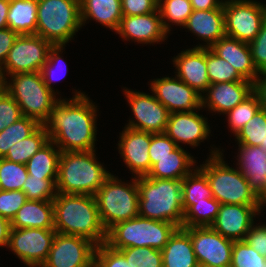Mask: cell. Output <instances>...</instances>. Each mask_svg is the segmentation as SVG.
<instances>
[{
  "label": "cell",
  "instance_id": "cell-21",
  "mask_svg": "<svg viewBox=\"0 0 266 267\" xmlns=\"http://www.w3.org/2000/svg\"><path fill=\"white\" fill-rule=\"evenodd\" d=\"M254 92L251 81L221 82L210 84L202 97V108L217 114H226Z\"/></svg>",
  "mask_w": 266,
  "mask_h": 267
},
{
  "label": "cell",
  "instance_id": "cell-23",
  "mask_svg": "<svg viewBox=\"0 0 266 267\" xmlns=\"http://www.w3.org/2000/svg\"><path fill=\"white\" fill-rule=\"evenodd\" d=\"M210 49L217 56L228 61L244 79L253 83L258 79L260 73L253 63L248 43L225 35Z\"/></svg>",
  "mask_w": 266,
  "mask_h": 267
},
{
  "label": "cell",
  "instance_id": "cell-6",
  "mask_svg": "<svg viewBox=\"0 0 266 267\" xmlns=\"http://www.w3.org/2000/svg\"><path fill=\"white\" fill-rule=\"evenodd\" d=\"M81 28L80 0H37L38 36L66 46Z\"/></svg>",
  "mask_w": 266,
  "mask_h": 267
},
{
  "label": "cell",
  "instance_id": "cell-15",
  "mask_svg": "<svg viewBox=\"0 0 266 267\" xmlns=\"http://www.w3.org/2000/svg\"><path fill=\"white\" fill-rule=\"evenodd\" d=\"M190 235L197 263L200 266H231L234 241L211 227L184 228Z\"/></svg>",
  "mask_w": 266,
  "mask_h": 267
},
{
  "label": "cell",
  "instance_id": "cell-3",
  "mask_svg": "<svg viewBox=\"0 0 266 267\" xmlns=\"http://www.w3.org/2000/svg\"><path fill=\"white\" fill-rule=\"evenodd\" d=\"M95 150L61 152L56 181L57 193L95 195L112 174L97 161Z\"/></svg>",
  "mask_w": 266,
  "mask_h": 267
},
{
  "label": "cell",
  "instance_id": "cell-31",
  "mask_svg": "<svg viewBox=\"0 0 266 267\" xmlns=\"http://www.w3.org/2000/svg\"><path fill=\"white\" fill-rule=\"evenodd\" d=\"M61 150L49 141L26 163L28 175L34 177H58V163Z\"/></svg>",
  "mask_w": 266,
  "mask_h": 267
},
{
  "label": "cell",
  "instance_id": "cell-47",
  "mask_svg": "<svg viewBox=\"0 0 266 267\" xmlns=\"http://www.w3.org/2000/svg\"><path fill=\"white\" fill-rule=\"evenodd\" d=\"M22 117L20 106L13 97L4 90L0 94V132Z\"/></svg>",
  "mask_w": 266,
  "mask_h": 267
},
{
  "label": "cell",
  "instance_id": "cell-45",
  "mask_svg": "<svg viewBox=\"0 0 266 267\" xmlns=\"http://www.w3.org/2000/svg\"><path fill=\"white\" fill-rule=\"evenodd\" d=\"M94 261L97 267H137L134 262H127L118 250L105 243L96 246Z\"/></svg>",
  "mask_w": 266,
  "mask_h": 267
},
{
  "label": "cell",
  "instance_id": "cell-26",
  "mask_svg": "<svg viewBox=\"0 0 266 267\" xmlns=\"http://www.w3.org/2000/svg\"><path fill=\"white\" fill-rule=\"evenodd\" d=\"M196 160L182 146L168 156L155 159V164L147 174L149 178L183 180L196 166ZM192 168V169H191Z\"/></svg>",
  "mask_w": 266,
  "mask_h": 267
},
{
  "label": "cell",
  "instance_id": "cell-38",
  "mask_svg": "<svg viewBox=\"0 0 266 267\" xmlns=\"http://www.w3.org/2000/svg\"><path fill=\"white\" fill-rule=\"evenodd\" d=\"M206 65L211 84L249 81L244 79L228 61L217 56L210 48H206Z\"/></svg>",
  "mask_w": 266,
  "mask_h": 267
},
{
  "label": "cell",
  "instance_id": "cell-5",
  "mask_svg": "<svg viewBox=\"0 0 266 267\" xmlns=\"http://www.w3.org/2000/svg\"><path fill=\"white\" fill-rule=\"evenodd\" d=\"M212 149L205 163L197 167L207 176L213 198L220 204L259 205L257 193L237 166H228L222 151Z\"/></svg>",
  "mask_w": 266,
  "mask_h": 267
},
{
  "label": "cell",
  "instance_id": "cell-14",
  "mask_svg": "<svg viewBox=\"0 0 266 267\" xmlns=\"http://www.w3.org/2000/svg\"><path fill=\"white\" fill-rule=\"evenodd\" d=\"M96 244L91 240L56 232L48 258L41 267H86L94 261Z\"/></svg>",
  "mask_w": 266,
  "mask_h": 267
},
{
  "label": "cell",
  "instance_id": "cell-9",
  "mask_svg": "<svg viewBox=\"0 0 266 267\" xmlns=\"http://www.w3.org/2000/svg\"><path fill=\"white\" fill-rule=\"evenodd\" d=\"M5 90L20 106L22 116L37 120L43 125L58 102L57 94L49 90L40 72L19 73L8 76Z\"/></svg>",
  "mask_w": 266,
  "mask_h": 267
},
{
  "label": "cell",
  "instance_id": "cell-11",
  "mask_svg": "<svg viewBox=\"0 0 266 267\" xmlns=\"http://www.w3.org/2000/svg\"><path fill=\"white\" fill-rule=\"evenodd\" d=\"M52 47L50 41L37 34L19 35L1 69L5 80L13 74L40 72Z\"/></svg>",
  "mask_w": 266,
  "mask_h": 267
},
{
  "label": "cell",
  "instance_id": "cell-39",
  "mask_svg": "<svg viewBox=\"0 0 266 267\" xmlns=\"http://www.w3.org/2000/svg\"><path fill=\"white\" fill-rule=\"evenodd\" d=\"M57 177H34L28 175L22 191L26 194L27 200L50 201L56 197Z\"/></svg>",
  "mask_w": 266,
  "mask_h": 267
},
{
  "label": "cell",
  "instance_id": "cell-52",
  "mask_svg": "<svg viewBox=\"0 0 266 267\" xmlns=\"http://www.w3.org/2000/svg\"><path fill=\"white\" fill-rule=\"evenodd\" d=\"M18 36L19 34L10 28L0 30V70L4 65L7 54Z\"/></svg>",
  "mask_w": 266,
  "mask_h": 267
},
{
  "label": "cell",
  "instance_id": "cell-34",
  "mask_svg": "<svg viewBox=\"0 0 266 267\" xmlns=\"http://www.w3.org/2000/svg\"><path fill=\"white\" fill-rule=\"evenodd\" d=\"M220 203L215 198H206L195 202L185 213L182 228L210 227L216 219Z\"/></svg>",
  "mask_w": 266,
  "mask_h": 267
},
{
  "label": "cell",
  "instance_id": "cell-48",
  "mask_svg": "<svg viewBox=\"0 0 266 267\" xmlns=\"http://www.w3.org/2000/svg\"><path fill=\"white\" fill-rule=\"evenodd\" d=\"M177 144L165 133H151V144L149 147V158L151 167L155 164V159L168 156L177 148Z\"/></svg>",
  "mask_w": 266,
  "mask_h": 267
},
{
  "label": "cell",
  "instance_id": "cell-27",
  "mask_svg": "<svg viewBox=\"0 0 266 267\" xmlns=\"http://www.w3.org/2000/svg\"><path fill=\"white\" fill-rule=\"evenodd\" d=\"M11 228L54 229L53 200H27L10 221Z\"/></svg>",
  "mask_w": 266,
  "mask_h": 267
},
{
  "label": "cell",
  "instance_id": "cell-35",
  "mask_svg": "<svg viewBox=\"0 0 266 267\" xmlns=\"http://www.w3.org/2000/svg\"><path fill=\"white\" fill-rule=\"evenodd\" d=\"M41 124L30 117L22 116L0 132V158H4L10 147L32 135Z\"/></svg>",
  "mask_w": 266,
  "mask_h": 267
},
{
  "label": "cell",
  "instance_id": "cell-24",
  "mask_svg": "<svg viewBox=\"0 0 266 267\" xmlns=\"http://www.w3.org/2000/svg\"><path fill=\"white\" fill-rule=\"evenodd\" d=\"M183 28L188 29L198 39L203 40L207 44H199L195 47L210 48L220 38L225 36L223 5L220 8L211 10H193Z\"/></svg>",
  "mask_w": 266,
  "mask_h": 267
},
{
  "label": "cell",
  "instance_id": "cell-43",
  "mask_svg": "<svg viewBox=\"0 0 266 267\" xmlns=\"http://www.w3.org/2000/svg\"><path fill=\"white\" fill-rule=\"evenodd\" d=\"M231 267H266V257L257 253L245 240L234 241Z\"/></svg>",
  "mask_w": 266,
  "mask_h": 267
},
{
  "label": "cell",
  "instance_id": "cell-57",
  "mask_svg": "<svg viewBox=\"0 0 266 267\" xmlns=\"http://www.w3.org/2000/svg\"><path fill=\"white\" fill-rule=\"evenodd\" d=\"M260 211L266 206V182L261 191L257 194Z\"/></svg>",
  "mask_w": 266,
  "mask_h": 267
},
{
  "label": "cell",
  "instance_id": "cell-19",
  "mask_svg": "<svg viewBox=\"0 0 266 267\" xmlns=\"http://www.w3.org/2000/svg\"><path fill=\"white\" fill-rule=\"evenodd\" d=\"M197 111L170 113L165 134L170 137L177 146L180 143L191 147H198L201 142L210 137V126L207 118ZM199 144V145H198Z\"/></svg>",
  "mask_w": 266,
  "mask_h": 267
},
{
  "label": "cell",
  "instance_id": "cell-12",
  "mask_svg": "<svg viewBox=\"0 0 266 267\" xmlns=\"http://www.w3.org/2000/svg\"><path fill=\"white\" fill-rule=\"evenodd\" d=\"M55 229L11 228L7 248L27 267H41L48 258Z\"/></svg>",
  "mask_w": 266,
  "mask_h": 267
},
{
  "label": "cell",
  "instance_id": "cell-20",
  "mask_svg": "<svg viewBox=\"0 0 266 267\" xmlns=\"http://www.w3.org/2000/svg\"><path fill=\"white\" fill-rule=\"evenodd\" d=\"M115 33L126 41L131 40L140 44H160L168 38L159 10L142 15H123Z\"/></svg>",
  "mask_w": 266,
  "mask_h": 267
},
{
  "label": "cell",
  "instance_id": "cell-50",
  "mask_svg": "<svg viewBox=\"0 0 266 267\" xmlns=\"http://www.w3.org/2000/svg\"><path fill=\"white\" fill-rule=\"evenodd\" d=\"M121 7L126 16L149 14L158 10V0H121Z\"/></svg>",
  "mask_w": 266,
  "mask_h": 267
},
{
  "label": "cell",
  "instance_id": "cell-10",
  "mask_svg": "<svg viewBox=\"0 0 266 267\" xmlns=\"http://www.w3.org/2000/svg\"><path fill=\"white\" fill-rule=\"evenodd\" d=\"M225 35L250 43L266 20V4L254 0H224Z\"/></svg>",
  "mask_w": 266,
  "mask_h": 267
},
{
  "label": "cell",
  "instance_id": "cell-16",
  "mask_svg": "<svg viewBox=\"0 0 266 267\" xmlns=\"http://www.w3.org/2000/svg\"><path fill=\"white\" fill-rule=\"evenodd\" d=\"M150 89L170 113L202 110L201 95L177 76L154 79Z\"/></svg>",
  "mask_w": 266,
  "mask_h": 267
},
{
  "label": "cell",
  "instance_id": "cell-28",
  "mask_svg": "<svg viewBox=\"0 0 266 267\" xmlns=\"http://www.w3.org/2000/svg\"><path fill=\"white\" fill-rule=\"evenodd\" d=\"M163 267H199L189 233L178 227L161 250Z\"/></svg>",
  "mask_w": 266,
  "mask_h": 267
},
{
  "label": "cell",
  "instance_id": "cell-17",
  "mask_svg": "<svg viewBox=\"0 0 266 267\" xmlns=\"http://www.w3.org/2000/svg\"><path fill=\"white\" fill-rule=\"evenodd\" d=\"M261 213L259 205L221 204L218 215L210 226L223 237L233 241L245 240Z\"/></svg>",
  "mask_w": 266,
  "mask_h": 267
},
{
  "label": "cell",
  "instance_id": "cell-55",
  "mask_svg": "<svg viewBox=\"0 0 266 267\" xmlns=\"http://www.w3.org/2000/svg\"><path fill=\"white\" fill-rule=\"evenodd\" d=\"M11 223L7 218L0 216V247H7L9 243Z\"/></svg>",
  "mask_w": 266,
  "mask_h": 267
},
{
  "label": "cell",
  "instance_id": "cell-60",
  "mask_svg": "<svg viewBox=\"0 0 266 267\" xmlns=\"http://www.w3.org/2000/svg\"><path fill=\"white\" fill-rule=\"evenodd\" d=\"M200 267H231V266H200Z\"/></svg>",
  "mask_w": 266,
  "mask_h": 267
},
{
  "label": "cell",
  "instance_id": "cell-56",
  "mask_svg": "<svg viewBox=\"0 0 266 267\" xmlns=\"http://www.w3.org/2000/svg\"><path fill=\"white\" fill-rule=\"evenodd\" d=\"M10 0H0V30L8 28L7 15Z\"/></svg>",
  "mask_w": 266,
  "mask_h": 267
},
{
  "label": "cell",
  "instance_id": "cell-44",
  "mask_svg": "<svg viewBox=\"0 0 266 267\" xmlns=\"http://www.w3.org/2000/svg\"><path fill=\"white\" fill-rule=\"evenodd\" d=\"M64 47H65V45H53V47L49 50L47 62L43 65V68L40 71L42 78H43V82L46 84L48 89L53 91L55 94L56 93L59 94V92H57V91L55 92L54 88H52V81H54V80L58 81L61 78H63L62 76H61V78H59V75H57V72H59L58 71L59 69H64V65H63V68H60L61 63L64 62V60L61 56V54L63 53L62 50H64ZM57 64H60V65L58 66ZM66 66L67 65H65V70H64V72L65 71L66 72L65 73L63 72L64 73V75L62 74L63 76H65L67 74ZM55 67L57 68V70ZM60 71H63V70H60ZM55 76H57V78Z\"/></svg>",
  "mask_w": 266,
  "mask_h": 267
},
{
  "label": "cell",
  "instance_id": "cell-41",
  "mask_svg": "<svg viewBox=\"0 0 266 267\" xmlns=\"http://www.w3.org/2000/svg\"><path fill=\"white\" fill-rule=\"evenodd\" d=\"M28 171L24 164L0 158V187L3 191L22 190Z\"/></svg>",
  "mask_w": 266,
  "mask_h": 267
},
{
  "label": "cell",
  "instance_id": "cell-37",
  "mask_svg": "<svg viewBox=\"0 0 266 267\" xmlns=\"http://www.w3.org/2000/svg\"><path fill=\"white\" fill-rule=\"evenodd\" d=\"M235 138L238 145L260 146L266 151V111L260 108Z\"/></svg>",
  "mask_w": 266,
  "mask_h": 267
},
{
  "label": "cell",
  "instance_id": "cell-29",
  "mask_svg": "<svg viewBox=\"0 0 266 267\" xmlns=\"http://www.w3.org/2000/svg\"><path fill=\"white\" fill-rule=\"evenodd\" d=\"M81 23L96 21L112 31H117L123 17L121 0H80Z\"/></svg>",
  "mask_w": 266,
  "mask_h": 267
},
{
  "label": "cell",
  "instance_id": "cell-59",
  "mask_svg": "<svg viewBox=\"0 0 266 267\" xmlns=\"http://www.w3.org/2000/svg\"><path fill=\"white\" fill-rule=\"evenodd\" d=\"M86 267H97L95 261H93L89 266Z\"/></svg>",
  "mask_w": 266,
  "mask_h": 267
},
{
  "label": "cell",
  "instance_id": "cell-18",
  "mask_svg": "<svg viewBox=\"0 0 266 267\" xmlns=\"http://www.w3.org/2000/svg\"><path fill=\"white\" fill-rule=\"evenodd\" d=\"M120 134L118 152L134 177L147 176L151 170L149 147L151 133L124 127Z\"/></svg>",
  "mask_w": 266,
  "mask_h": 267
},
{
  "label": "cell",
  "instance_id": "cell-53",
  "mask_svg": "<svg viewBox=\"0 0 266 267\" xmlns=\"http://www.w3.org/2000/svg\"><path fill=\"white\" fill-rule=\"evenodd\" d=\"M254 93L258 96L261 109L266 111V71L261 72L254 82Z\"/></svg>",
  "mask_w": 266,
  "mask_h": 267
},
{
  "label": "cell",
  "instance_id": "cell-4",
  "mask_svg": "<svg viewBox=\"0 0 266 267\" xmlns=\"http://www.w3.org/2000/svg\"><path fill=\"white\" fill-rule=\"evenodd\" d=\"M139 216L182 227V180L137 177Z\"/></svg>",
  "mask_w": 266,
  "mask_h": 267
},
{
  "label": "cell",
  "instance_id": "cell-54",
  "mask_svg": "<svg viewBox=\"0 0 266 267\" xmlns=\"http://www.w3.org/2000/svg\"><path fill=\"white\" fill-rule=\"evenodd\" d=\"M224 0H190L193 10H211L220 8Z\"/></svg>",
  "mask_w": 266,
  "mask_h": 267
},
{
  "label": "cell",
  "instance_id": "cell-51",
  "mask_svg": "<svg viewBox=\"0 0 266 267\" xmlns=\"http://www.w3.org/2000/svg\"><path fill=\"white\" fill-rule=\"evenodd\" d=\"M245 241L254 248L257 253L266 257V223L262 225L253 224L245 237Z\"/></svg>",
  "mask_w": 266,
  "mask_h": 267
},
{
  "label": "cell",
  "instance_id": "cell-8",
  "mask_svg": "<svg viewBox=\"0 0 266 267\" xmlns=\"http://www.w3.org/2000/svg\"><path fill=\"white\" fill-rule=\"evenodd\" d=\"M111 174L95 193L97 208L102 225L108 231L117 223L127 221L139 215V191L137 178L130 182Z\"/></svg>",
  "mask_w": 266,
  "mask_h": 267
},
{
  "label": "cell",
  "instance_id": "cell-46",
  "mask_svg": "<svg viewBox=\"0 0 266 267\" xmlns=\"http://www.w3.org/2000/svg\"><path fill=\"white\" fill-rule=\"evenodd\" d=\"M26 201V194L22 190H2L0 192V216L11 221Z\"/></svg>",
  "mask_w": 266,
  "mask_h": 267
},
{
  "label": "cell",
  "instance_id": "cell-40",
  "mask_svg": "<svg viewBox=\"0 0 266 267\" xmlns=\"http://www.w3.org/2000/svg\"><path fill=\"white\" fill-rule=\"evenodd\" d=\"M258 96L253 92L244 101L236 105L225 115L228 116V126L234 136L243 128V126L260 109Z\"/></svg>",
  "mask_w": 266,
  "mask_h": 267
},
{
  "label": "cell",
  "instance_id": "cell-13",
  "mask_svg": "<svg viewBox=\"0 0 266 267\" xmlns=\"http://www.w3.org/2000/svg\"><path fill=\"white\" fill-rule=\"evenodd\" d=\"M123 92L134 115L126 127L153 134L165 132L170 112L153 93L149 95L128 88Z\"/></svg>",
  "mask_w": 266,
  "mask_h": 267
},
{
  "label": "cell",
  "instance_id": "cell-42",
  "mask_svg": "<svg viewBox=\"0 0 266 267\" xmlns=\"http://www.w3.org/2000/svg\"><path fill=\"white\" fill-rule=\"evenodd\" d=\"M127 262H134L137 267H163L160 250L151 247H128L118 250Z\"/></svg>",
  "mask_w": 266,
  "mask_h": 267
},
{
  "label": "cell",
  "instance_id": "cell-25",
  "mask_svg": "<svg viewBox=\"0 0 266 267\" xmlns=\"http://www.w3.org/2000/svg\"><path fill=\"white\" fill-rule=\"evenodd\" d=\"M236 165L258 194L266 182V151L260 146L238 145Z\"/></svg>",
  "mask_w": 266,
  "mask_h": 267
},
{
  "label": "cell",
  "instance_id": "cell-2",
  "mask_svg": "<svg viewBox=\"0 0 266 267\" xmlns=\"http://www.w3.org/2000/svg\"><path fill=\"white\" fill-rule=\"evenodd\" d=\"M53 205L56 232L85 237L96 245L106 242L107 231L93 195L57 193Z\"/></svg>",
  "mask_w": 266,
  "mask_h": 267
},
{
  "label": "cell",
  "instance_id": "cell-49",
  "mask_svg": "<svg viewBox=\"0 0 266 267\" xmlns=\"http://www.w3.org/2000/svg\"><path fill=\"white\" fill-rule=\"evenodd\" d=\"M249 47L257 71H266V20L254 40L249 43Z\"/></svg>",
  "mask_w": 266,
  "mask_h": 267
},
{
  "label": "cell",
  "instance_id": "cell-33",
  "mask_svg": "<svg viewBox=\"0 0 266 267\" xmlns=\"http://www.w3.org/2000/svg\"><path fill=\"white\" fill-rule=\"evenodd\" d=\"M49 141L46 128L41 125L32 135L10 147L4 158L11 162L26 165L28 160Z\"/></svg>",
  "mask_w": 266,
  "mask_h": 267
},
{
  "label": "cell",
  "instance_id": "cell-22",
  "mask_svg": "<svg viewBox=\"0 0 266 267\" xmlns=\"http://www.w3.org/2000/svg\"><path fill=\"white\" fill-rule=\"evenodd\" d=\"M176 76L202 96L210 86L206 65V47L181 51L172 60Z\"/></svg>",
  "mask_w": 266,
  "mask_h": 267
},
{
  "label": "cell",
  "instance_id": "cell-36",
  "mask_svg": "<svg viewBox=\"0 0 266 267\" xmlns=\"http://www.w3.org/2000/svg\"><path fill=\"white\" fill-rule=\"evenodd\" d=\"M158 10L168 34L172 24L184 27L193 11L190 0H158Z\"/></svg>",
  "mask_w": 266,
  "mask_h": 267
},
{
  "label": "cell",
  "instance_id": "cell-7",
  "mask_svg": "<svg viewBox=\"0 0 266 267\" xmlns=\"http://www.w3.org/2000/svg\"><path fill=\"white\" fill-rule=\"evenodd\" d=\"M178 228L170 222H163L136 216L115 224L107 231L105 244L115 250L128 247H151L162 250Z\"/></svg>",
  "mask_w": 266,
  "mask_h": 267
},
{
  "label": "cell",
  "instance_id": "cell-32",
  "mask_svg": "<svg viewBox=\"0 0 266 267\" xmlns=\"http://www.w3.org/2000/svg\"><path fill=\"white\" fill-rule=\"evenodd\" d=\"M212 197L213 195L207 176L196 166L182 180V205L184 213L195 202H201L206 198Z\"/></svg>",
  "mask_w": 266,
  "mask_h": 267
},
{
  "label": "cell",
  "instance_id": "cell-58",
  "mask_svg": "<svg viewBox=\"0 0 266 267\" xmlns=\"http://www.w3.org/2000/svg\"><path fill=\"white\" fill-rule=\"evenodd\" d=\"M5 90V78L4 75L2 73V71L0 70V94Z\"/></svg>",
  "mask_w": 266,
  "mask_h": 267
},
{
  "label": "cell",
  "instance_id": "cell-1",
  "mask_svg": "<svg viewBox=\"0 0 266 267\" xmlns=\"http://www.w3.org/2000/svg\"><path fill=\"white\" fill-rule=\"evenodd\" d=\"M73 93L69 100L59 98L43 125L61 152L95 150L97 105L84 92Z\"/></svg>",
  "mask_w": 266,
  "mask_h": 267
},
{
  "label": "cell",
  "instance_id": "cell-30",
  "mask_svg": "<svg viewBox=\"0 0 266 267\" xmlns=\"http://www.w3.org/2000/svg\"><path fill=\"white\" fill-rule=\"evenodd\" d=\"M7 23L19 35L36 34L37 0H10Z\"/></svg>",
  "mask_w": 266,
  "mask_h": 267
}]
</instances>
